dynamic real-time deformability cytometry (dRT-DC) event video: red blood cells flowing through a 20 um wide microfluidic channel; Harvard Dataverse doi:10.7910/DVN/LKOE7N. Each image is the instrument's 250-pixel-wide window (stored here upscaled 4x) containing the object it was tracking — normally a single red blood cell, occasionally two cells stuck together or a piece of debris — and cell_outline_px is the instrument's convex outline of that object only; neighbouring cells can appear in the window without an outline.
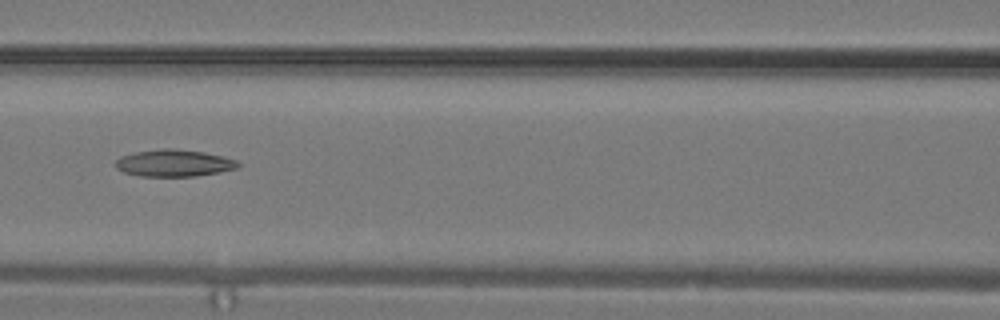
{"species": "common noctule bat (a hibernating species)", "species_latin": "Nyctalus noctula", "temperature_condition": "warm", "stored_images_in_passage": 9, "camera_frame_rate_fps": 3000, "um_per_image_px": 0.085, "animal": {"sex": "male", "body_mass_g": 19.2, "forearm_length_mm": 51.8}, "frame": {"image": 1, "passage_image": 6, "time_ms": 1.667, "image_size_px": [1000, 320], "cell_outline_px": [[240, 164], [236, 168], [196, 176], [140, 176], [124, 172], [116, 168], [116, 160], [120, 156], [136, 152], [164, 148], [172, 148], [204, 152], [224, 156], [236, 160]], "centroid_in_image_um": [14.77, 13.85], "position_along_channel_um": 151.8, "area_um2": 19.07}}
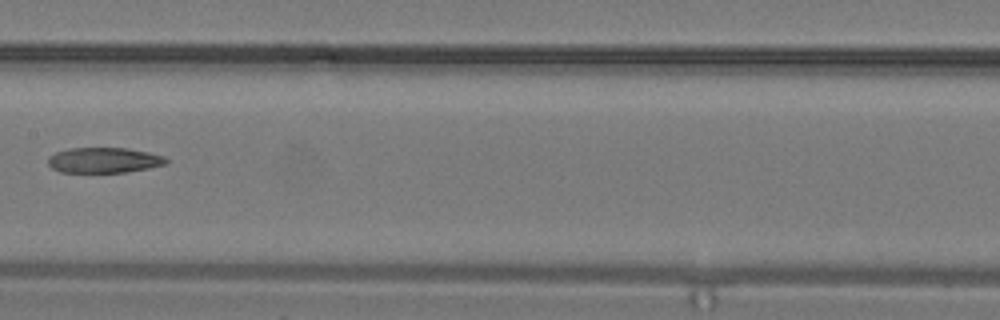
{"frame": {"image": 2, "passage_image": 8, "time_ms": 2.333, "image_size_px": [1000, 320], "cell_outline_px": [[168, 164], [148, 168], [124, 172], [60, 172], [52, 168], [48, 164], [48, 156], [56, 152], [68, 148], [128, 148], [148, 152], [164, 156], [168, 160]], "centroid_in_image_um": [8.83, 13.61], "position_along_channel_um": 198.6, "area_um2": 17.51}}